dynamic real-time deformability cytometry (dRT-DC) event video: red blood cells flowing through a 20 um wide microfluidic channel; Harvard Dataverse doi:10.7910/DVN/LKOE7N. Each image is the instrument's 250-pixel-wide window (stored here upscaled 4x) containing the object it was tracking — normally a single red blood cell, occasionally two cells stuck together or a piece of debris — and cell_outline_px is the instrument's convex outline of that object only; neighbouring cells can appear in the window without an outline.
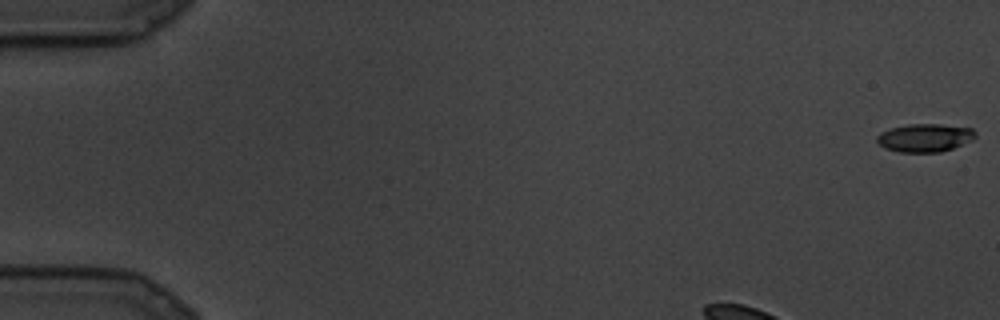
{"species": "common noctule bat (a hibernating species)", "species_latin": "Nyctalus noctula", "temperature_condition": "cold", "stored_images_in_passage": 86, "camera_frame_rate_fps": 3000, "um_per_image_px": 0.085, "animal": {"sex": "male", "body_mass_g": 19.5, "forearm_length_mm": 54.6}, "frame": {"image": 1, "passage_image": 1, "time_ms": 0.0, "image_size_px": [1000, 320], "cell_outline_px": [[976, 136], [972, 140], [952, 148], [940, 152], [900, 152], [884, 148], [876, 140], [876, 136], [880, 132], [892, 128], [908, 124], [940, 124], [972, 128], [976, 132]], "centroid_in_image_um": [78.61, 11.71], "position_along_channel_um": 6.4, "area_um2": 16.13}}
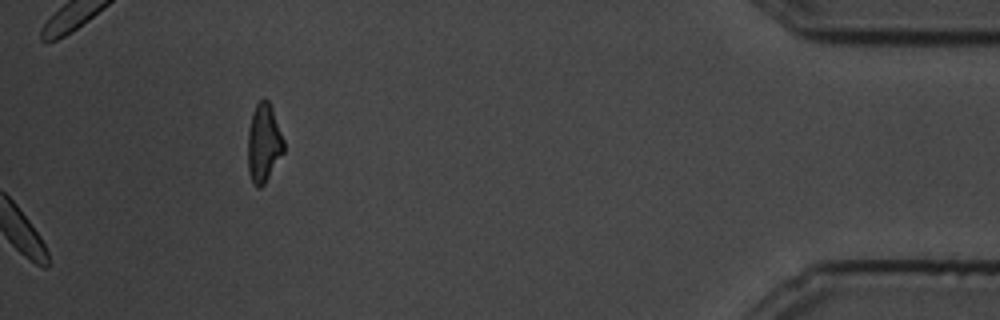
{"frame": {"image": 2, "passage_image": 86, "time_ms": 28.333, "image_size_px": [1000, 320], "cell_outline_px": [[284, 152], [264, 184], [260, 188], [256, 188], [252, 184], [248, 172], [248, 128], [252, 112], [256, 104], [264, 96], [268, 100], [272, 108], [284, 140]], "centroid_in_image_um": [22.4, 12.16], "position_along_channel_um": 412.8, "area_um2": 16.65}}